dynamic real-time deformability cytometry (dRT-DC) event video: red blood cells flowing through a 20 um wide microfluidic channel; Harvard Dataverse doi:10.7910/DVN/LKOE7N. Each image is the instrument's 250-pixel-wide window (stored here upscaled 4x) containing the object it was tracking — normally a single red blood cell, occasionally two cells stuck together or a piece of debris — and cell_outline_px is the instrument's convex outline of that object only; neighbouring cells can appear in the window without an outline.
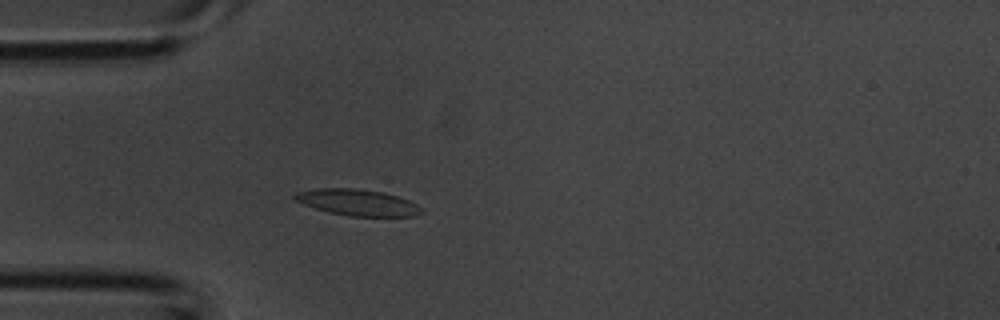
{"species": "common noctule bat (a hibernating species)", "species_latin": "Nyctalus noctula", "temperature_condition": "room temperature", "stored_images_in_passage": 2, "camera_frame_rate_fps": 3000, "um_per_image_px": 0.085, "animal": {"sex": "male", "body_mass_g": 20.1, "forearm_length_mm": 53.5}, "frame": {"image": 1, "passage_image": 2, "time_ms": 0.333, "image_size_px": [1000, 320], "cell_outline_px": [[424, 212], [416, 216], [348, 216], [328, 212], [304, 204], [296, 200], [292, 196], [296, 192], [316, 188], [356, 188], [384, 192], [408, 200], [424, 208]], "centroid_in_image_um": [30.42, 17.21], "position_along_channel_um": 54.6, "area_um2": 19.48}}